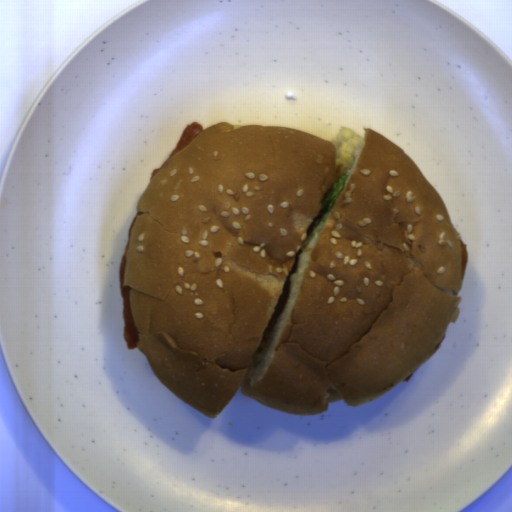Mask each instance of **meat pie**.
<instances>
[{
	"instance_id": "1",
	"label": "meat pie",
	"mask_w": 512,
	"mask_h": 512,
	"mask_svg": "<svg viewBox=\"0 0 512 512\" xmlns=\"http://www.w3.org/2000/svg\"><path fill=\"white\" fill-rule=\"evenodd\" d=\"M335 192L334 186H331L329 190L325 193V195L318 202L321 206V211L319 214L313 218L312 222L306 228V239L302 243L301 247L295 253V261L292 265L291 270L287 273L285 280L282 285V291L278 296L277 302L275 304L274 310L270 316V319L262 333V340L246 370L244 380L240 387L246 386L249 380L257 371L258 367L262 363L265 358L271 344L276 338V333L281 325L283 311L288 303L289 297L291 295V278L293 274H298V266L300 261V255L306 250L309 240L312 238V234L314 229L321 224L323 216L329 211L331 205L336 200V198L332 195Z\"/></svg>"
},
{
	"instance_id": "2",
	"label": "meat pie",
	"mask_w": 512,
	"mask_h": 512,
	"mask_svg": "<svg viewBox=\"0 0 512 512\" xmlns=\"http://www.w3.org/2000/svg\"><path fill=\"white\" fill-rule=\"evenodd\" d=\"M136 220V217H134L128 228H127V241L125 244V248L123 251V254L119 261V281H120V295L123 298L122 303V312H123V321H124V339L126 341V348L127 350H132L134 348H137L139 343V337L138 332L136 329V325L134 322L131 306H130V299H129V292L132 290L130 287L124 285V268H125V262H126V256L130 244L131 239V232L132 227L134 225V222Z\"/></svg>"
},
{
	"instance_id": "3",
	"label": "meat pie",
	"mask_w": 512,
	"mask_h": 512,
	"mask_svg": "<svg viewBox=\"0 0 512 512\" xmlns=\"http://www.w3.org/2000/svg\"><path fill=\"white\" fill-rule=\"evenodd\" d=\"M203 129L204 128L200 122L193 121L192 123L187 125L183 129L177 144L174 146L171 153L167 156V159L163 161L162 165L167 160H169L174 154L185 148L201 131H203ZM162 165L159 168H155L151 171L148 185L151 182L153 176L161 169Z\"/></svg>"
}]
</instances>
